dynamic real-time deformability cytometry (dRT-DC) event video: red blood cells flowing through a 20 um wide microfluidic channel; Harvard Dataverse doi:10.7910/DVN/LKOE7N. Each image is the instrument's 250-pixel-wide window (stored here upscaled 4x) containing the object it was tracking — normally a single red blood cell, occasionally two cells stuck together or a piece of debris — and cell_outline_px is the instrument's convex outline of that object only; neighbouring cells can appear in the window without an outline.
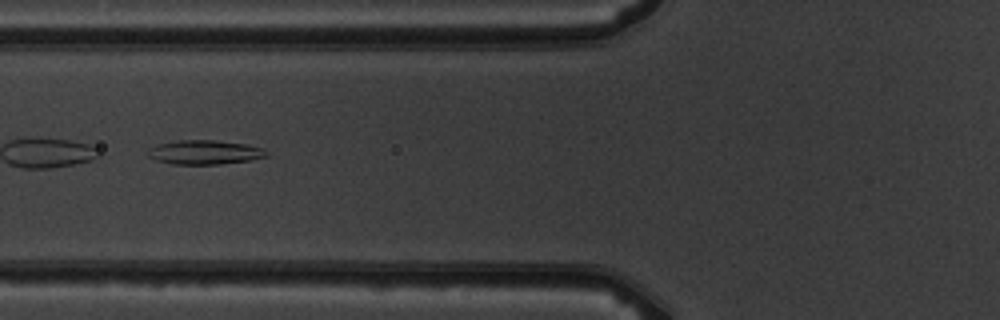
{"species": "common noctule bat (a hibernating species)", "species_latin": "Nyctalus noctula", "temperature_condition": "warm", "stored_images_in_passage": 6, "camera_frame_rate_fps": 3000, "um_per_image_px": 0.085, "animal": {"sex": "male", "body_mass_g": 19.5, "forearm_length_mm": 54.6}, "frame": {"image": 1, "passage_image": 2, "time_ms": 1.333, "image_size_px": [1000, 320], "cell_outline_px": [[268, 156], [252, 160], [220, 164], [172, 164], [156, 160], [148, 156], [148, 148], [160, 144], [176, 140], [216, 140], [248, 144], [264, 148], [268, 152]], "centroid_in_image_um": [17.44, 12.94], "position_along_channel_um": 108.4, "area_um2": 16.88}}
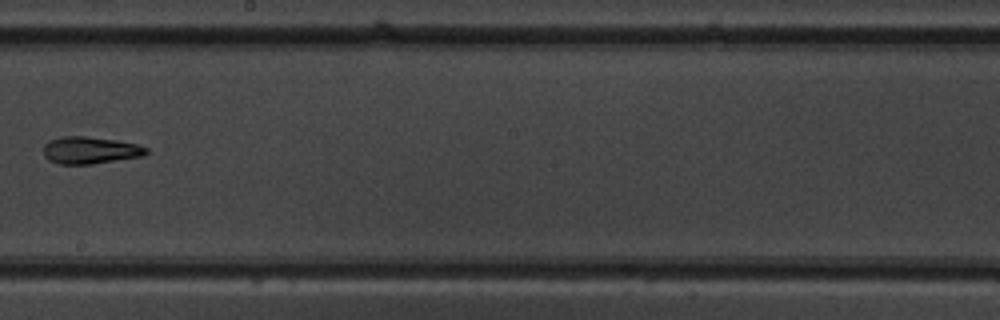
{"frame": {"image": 2, "passage_image": 5, "time_ms": 4.667, "image_size_px": [1000, 320], "cell_outline_px": [[148, 152], [144, 156], [92, 164], [60, 164], [48, 160], [44, 156], [44, 144], [48, 140], [64, 136], [84, 136], [116, 140], [136, 144], [148, 148]], "centroid_in_image_um": [7.65, 12.77], "position_along_channel_um": 240.5, "area_um2": 16.3}}
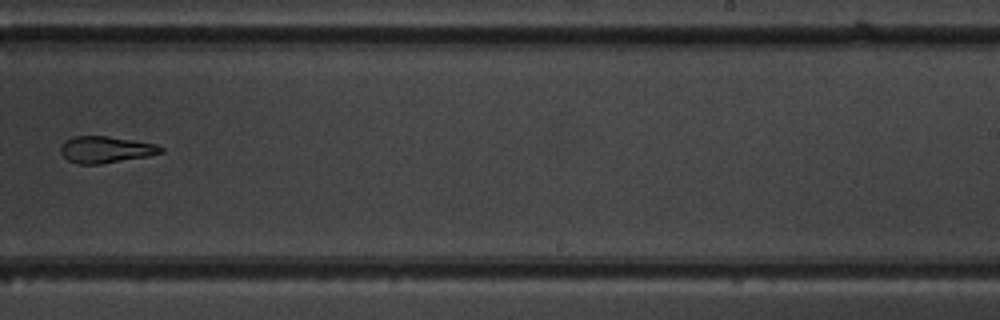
{"frame": {"image": 3, "passage_image": 6, "time_ms": 5.667, "image_size_px": [1000, 320], "cell_outline_px": [[164, 152], [148, 156], [100, 164], [76, 164], [68, 160], [60, 152], [60, 144], [64, 140], [72, 136], [108, 136], [136, 140], [156, 144], [164, 148]], "centroid_in_image_um": [8.97, 12.7], "position_along_channel_um": 280.0, "area_um2": 15.78}}